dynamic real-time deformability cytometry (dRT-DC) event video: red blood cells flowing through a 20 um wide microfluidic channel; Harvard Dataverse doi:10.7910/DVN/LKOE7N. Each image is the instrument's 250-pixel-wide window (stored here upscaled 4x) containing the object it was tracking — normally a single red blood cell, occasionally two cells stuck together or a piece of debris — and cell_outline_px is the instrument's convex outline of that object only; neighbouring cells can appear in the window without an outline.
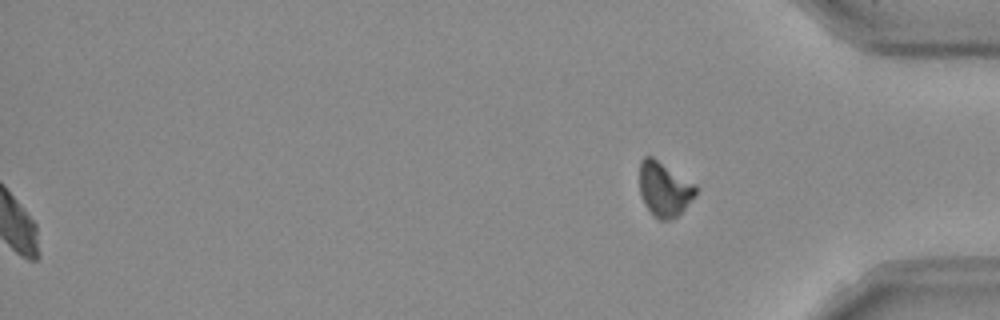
{"species": "Egyptian fruit bat (a non-hibernating species)", "species_latin": "Rousettus aegyptiacus", "temperature_condition": "room temperature", "stored_images_in_passage": 51, "segment_of_instrument_passage": [2, 2], "camera_frame_rate_fps": 3000, "um_per_image_px": 0.085, "frame": {"image": 1, "passage_image": 51, "time_ms": 16.667, "image_size_px": [1000, 320], "cell_outline_px": [[696, 196], [676, 216], [668, 220], [660, 220], [644, 204], [640, 192], [640, 160], [644, 156], [652, 156], [696, 184]], "centroid_in_image_um": [56.46, 16.04], "position_along_channel_um": 378.7, "area_um2": 17.69}}